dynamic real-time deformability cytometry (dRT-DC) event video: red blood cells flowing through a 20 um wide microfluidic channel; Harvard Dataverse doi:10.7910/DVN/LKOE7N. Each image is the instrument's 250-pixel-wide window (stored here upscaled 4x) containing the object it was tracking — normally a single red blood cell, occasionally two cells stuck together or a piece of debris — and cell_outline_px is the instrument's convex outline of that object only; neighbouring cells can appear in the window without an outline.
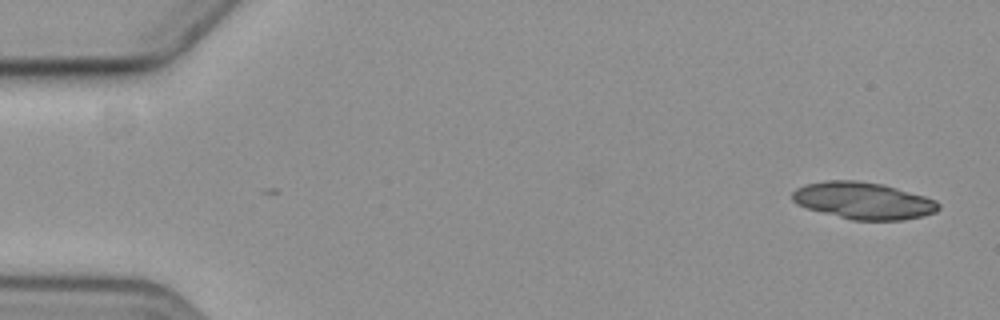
{"species": "common noctule bat (a hibernating species)", "species_latin": "Nyctalus noctula", "temperature_condition": "cold", "stored_images_in_passage": 5, "camera_frame_rate_fps": 3000, "um_per_image_px": 0.085, "animal": {"sex": "female", "body_mass_g": 19.3, "forearm_length_mm": 54.1}, "frame": {"image": 1, "passage_image": 1, "time_ms": 0.0, "image_size_px": [1000, 320], "cell_outline_px": [[940, 208], [936, 212], [924, 216], [904, 220], [852, 220], [808, 208], [792, 200], [792, 192], [796, 188], [804, 184], [828, 180], [856, 180], [884, 184], [924, 196], [936, 200], [940, 204]], "centroid_in_image_um": [73.42, 17.05], "position_along_channel_um": 11.6, "area_um2": 31.44}}